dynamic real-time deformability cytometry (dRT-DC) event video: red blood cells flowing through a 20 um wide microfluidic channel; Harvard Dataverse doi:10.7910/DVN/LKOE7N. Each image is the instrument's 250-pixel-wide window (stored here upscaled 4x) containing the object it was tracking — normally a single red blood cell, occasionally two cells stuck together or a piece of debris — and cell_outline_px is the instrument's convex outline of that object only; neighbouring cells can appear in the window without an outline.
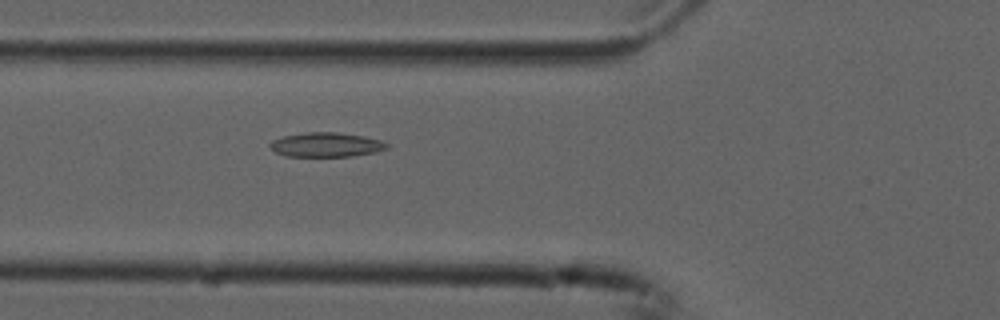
{"species": "common noctule bat (a hibernating species)", "species_latin": "Nyctalus noctula", "temperature_condition": "cold", "stored_images_in_passage": 6, "camera_frame_rate_fps": 3000, "um_per_image_px": 0.085, "animal": {"sex": "male", "forearm_length_mm": 52.5}, "frame": {"image": 1, "passage_image": 6, "time_ms": 1.667, "image_size_px": [1000, 320], "cell_outline_px": [[388, 148], [376, 152], [352, 156], [284, 156], [276, 152], [268, 144], [272, 140], [284, 136], [304, 132], [336, 132], [364, 136], [380, 140], [388, 144]], "centroid_in_image_um": [27.72, 12.3], "position_along_channel_um": 98.1, "area_um2": 16.59}}